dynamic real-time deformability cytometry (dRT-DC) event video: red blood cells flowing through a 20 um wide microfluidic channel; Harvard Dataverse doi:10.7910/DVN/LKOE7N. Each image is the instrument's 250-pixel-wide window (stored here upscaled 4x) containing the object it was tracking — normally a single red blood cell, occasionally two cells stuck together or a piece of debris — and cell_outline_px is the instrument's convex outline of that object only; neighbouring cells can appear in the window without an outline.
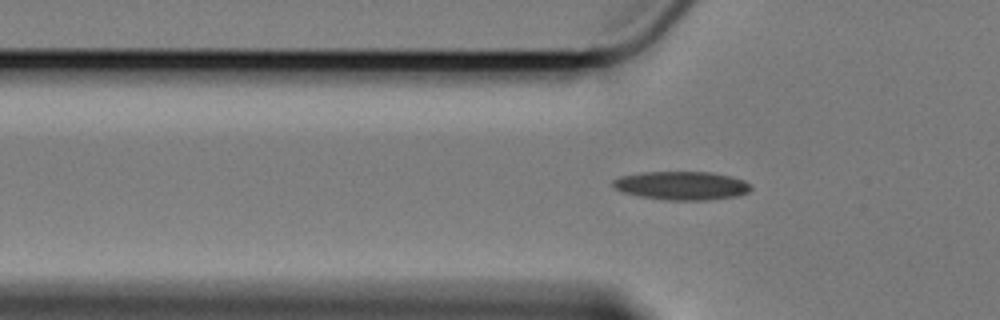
{"species": "Egyptian fruit bat (a non-hibernating species)", "species_latin": "Rousettus aegyptiacus", "temperature_condition": "cold", "stored_images_in_passage": 60, "camera_frame_rate_fps": 3000, "um_per_image_px": 0.085, "animal": {"sex": "female"}, "frame": {"image": 1, "passage_image": 19, "time_ms": 6.0, "image_size_px": [1000, 320], "cell_outline_px": [[752, 188], [748, 192], [736, 196], [708, 200], [664, 200], [640, 196], [620, 192], [612, 188], [612, 180], [620, 176], [640, 172], [708, 172], [732, 176], [744, 180]], "centroid_in_image_um": [57.88, 15.78], "position_along_channel_um": 67.9, "area_um2": 23.12}}
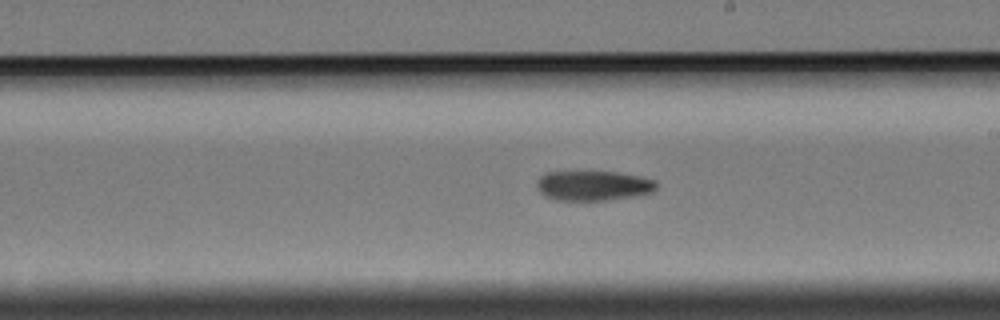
{"frame": {"image": 2, "passage_image": 34, "time_ms": 11.0, "image_size_px": [1000, 320], "cell_outline_px": [[656, 188], [652, 192], [636, 196], [604, 200], [556, 200], [544, 196], [540, 192], [536, 184], [540, 176], [544, 172], [616, 172], [640, 176], [656, 180]], "centroid_in_image_um": [50.42, 15.78], "position_along_channel_um": 238.6, "area_um2": 20.81}}
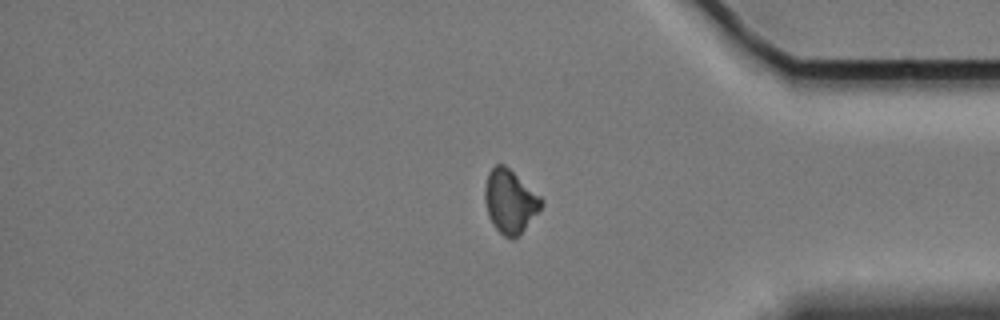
{"frame": {"image": 3, "passage_image": 49, "time_ms": 16.0, "image_size_px": [1000, 320], "cell_outline_px": [[544, 204], [524, 228], [512, 240], [504, 236], [492, 224], [488, 216], [484, 200], [484, 188], [488, 172], [496, 164], [504, 164], [540, 196], [544, 200]], "centroid_in_image_um": [43.32, 17.1], "position_along_channel_um": 391.9, "area_um2": 20.63}, "authors_computed_cell_mechanics": {"area_um2": 20.8658, "velocity_mm_per_s": 3.4167, "shape_relaxation_time_tau1_ms": 8.7605, "shape_relaxation_time_tau2_ms": null, "deformation_change_tau1": 0.1409, "deformation_change_tau2": null}}